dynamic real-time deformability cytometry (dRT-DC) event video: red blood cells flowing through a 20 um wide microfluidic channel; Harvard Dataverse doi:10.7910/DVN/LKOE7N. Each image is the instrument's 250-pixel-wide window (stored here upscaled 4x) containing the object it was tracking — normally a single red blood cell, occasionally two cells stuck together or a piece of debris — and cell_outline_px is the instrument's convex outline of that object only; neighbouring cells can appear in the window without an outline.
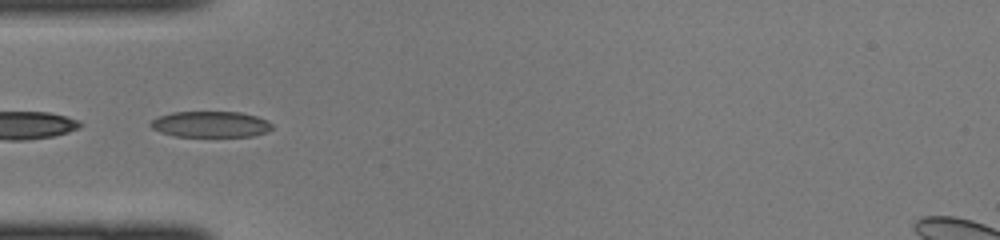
{"species": "common noctule bat (a hibernating species)", "species_latin": "Nyctalus noctula", "temperature_condition": "cold", "stored_images_in_passage": 25, "camera_frame_rate_fps": 3000, "um_per_image_px": 0.085, "animal": {"sex": "female", "body_mass_g": 22.0, "forearm_length_mm": 56.7}, "frame": {"image": 1, "passage_image": 7, "time_ms": 2.0, "image_size_px": [1000, 240], "cell_outline_px": [[272, 128], [264, 132], [252, 136], [176, 136], [160, 132], [152, 128], [148, 124], [156, 116], [172, 112], [240, 112], [256, 116], [268, 120], [272, 124]], "centroid_in_image_um": [17.86, 10.55], "position_along_channel_um": 67.1, "area_um2": 18.38}}
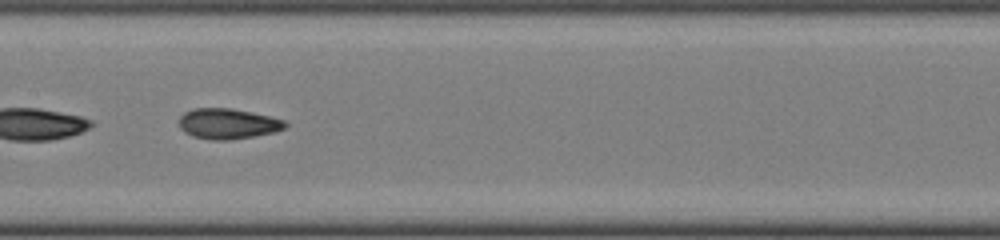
{"frame": {"image": 2, "passage_image": 15, "time_ms": 4.667, "image_size_px": [1000, 240], "cell_outline_px": [[288, 124], [284, 128], [272, 132], [252, 136], [228, 140], [216, 140], [192, 136], [184, 132], [180, 128], [180, 116], [184, 112], [192, 108], [232, 108], [252, 112], [284, 120]], "centroid_in_image_um": [19.33, 10.5], "position_along_channel_um": 188.1, "area_um2": 18.67}}
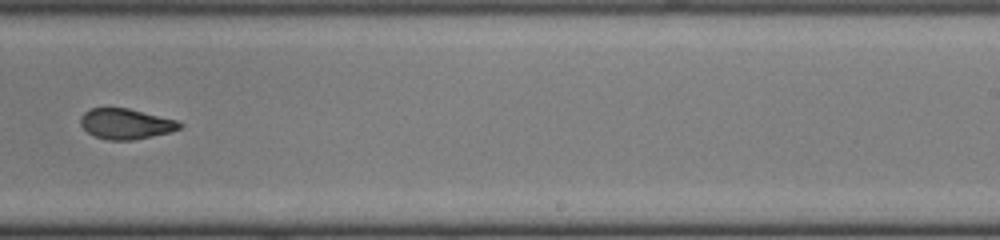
{"frame": {"image": 3, "passage_image": 21, "time_ms": 6.667, "image_size_px": [1000, 240], "cell_outline_px": [[184, 124], [180, 128], [168, 132], [152, 136], [132, 140], [108, 140], [96, 136], [88, 132], [80, 124], [80, 116], [84, 112], [92, 108], [128, 108], [176, 120]], "centroid_in_image_um": [10.68, 10.52], "position_along_channel_um": 278.3, "area_um2": 17.4}}